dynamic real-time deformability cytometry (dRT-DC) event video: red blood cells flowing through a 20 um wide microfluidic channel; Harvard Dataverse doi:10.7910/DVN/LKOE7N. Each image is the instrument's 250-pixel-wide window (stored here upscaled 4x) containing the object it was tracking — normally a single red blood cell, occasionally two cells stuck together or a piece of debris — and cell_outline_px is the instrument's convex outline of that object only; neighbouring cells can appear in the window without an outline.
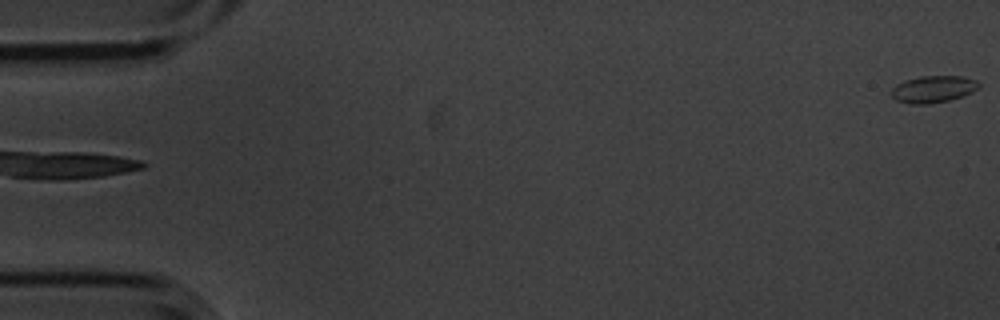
{"species": "common noctule bat (a hibernating species)", "species_latin": "Nyctalus noctula", "temperature_condition": "cold", "stored_images_in_passage": 3, "camera_frame_rate_fps": 3000, "um_per_image_px": 0.085, "animal": {"sex": "male", "body_mass_g": 20.1, "forearm_length_mm": 53.5}, "frame": {"image": 1, "passage_image": 3, "time_ms": 0.667, "image_size_px": [1000, 320], "cell_outline_px": [[980, 88], [964, 96], [948, 100], [928, 104], [912, 104], [896, 100], [892, 96], [892, 88], [896, 84], [904, 80], [920, 76], [964, 76], [976, 80], [980, 84]], "centroid_in_image_um": [79.35, 7.57], "position_along_channel_um": 5.7, "area_um2": 13.81}}